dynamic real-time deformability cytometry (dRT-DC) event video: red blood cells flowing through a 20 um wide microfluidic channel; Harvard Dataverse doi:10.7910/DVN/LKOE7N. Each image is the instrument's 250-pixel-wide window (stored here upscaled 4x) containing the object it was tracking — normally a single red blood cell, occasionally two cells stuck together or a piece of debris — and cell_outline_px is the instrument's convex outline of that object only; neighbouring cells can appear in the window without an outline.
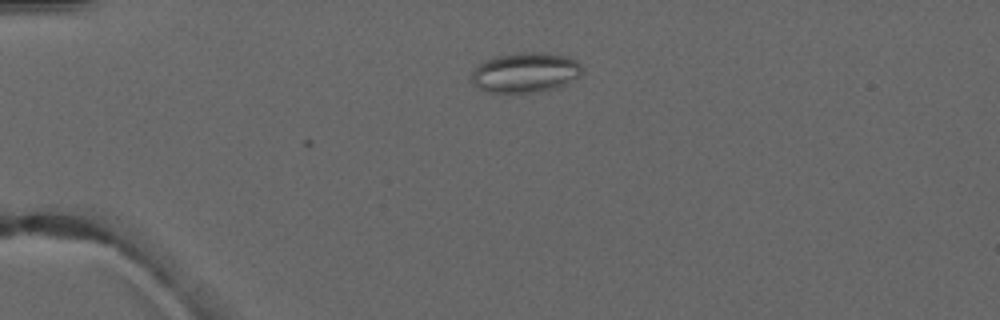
{"species": "common noctule bat (a hibernating species)", "species_latin": "Nyctalus noctula", "temperature_condition": "warm", "stored_images_in_passage": 2, "camera_frame_rate_fps": 3000, "um_per_image_px": 0.085, "animal": {"sex": "male", "forearm_length_mm": 52.5}, "frame": {"image": 1, "passage_image": 1, "time_ms": 0.0, "image_size_px": [1000, 320], "cell_outline_px": [[580, 76], [576, 80], [568, 84], [544, 92], [488, 92], [472, 84], [472, 72], [480, 64], [496, 56], [520, 52], [540, 52], [568, 56], [576, 60], [580, 64]], "centroid_in_image_um": [44.7, 6.17], "position_along_channel_um": 40.3, "area_um2": 25.84}}